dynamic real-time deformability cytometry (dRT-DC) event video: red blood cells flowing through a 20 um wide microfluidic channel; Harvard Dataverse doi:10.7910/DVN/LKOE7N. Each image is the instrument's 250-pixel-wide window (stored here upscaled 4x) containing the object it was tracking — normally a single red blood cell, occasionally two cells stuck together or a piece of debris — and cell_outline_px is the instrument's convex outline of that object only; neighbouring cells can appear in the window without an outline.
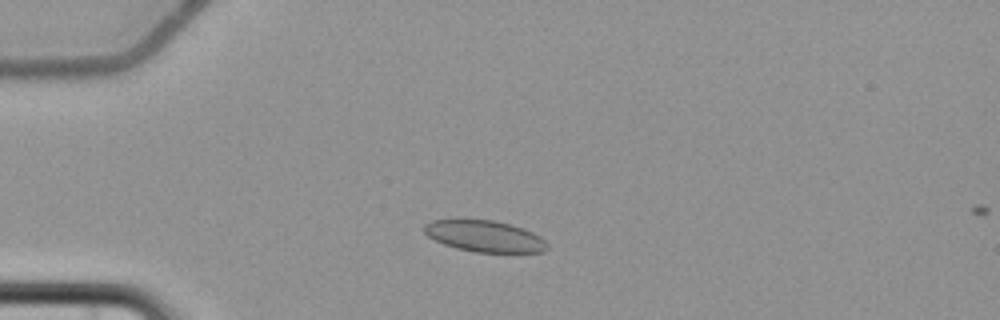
{"species": "common noctule bat (a hibernating species)", "species_latin": "Nyctalus noctula", "temperature_condition": "cold", "stored_images_in_passage": 3, "camera_frame_rate_fps": 3000, "um_per_image_px": 0.085, "animal": {"sex": "female", "body_mass_g": 22.7, "forearm_length_mm": 54.2}, "frame": {"image": 1, "passage_image": 2, "time_ms": 1.333, "image_size_px": [1000, 320], "cell_outline_px": [[548, 248], [544, 252], [476, 252], [456, 248], [444, 244], [428, 236], [424, 232], [424, 224], [432, 220], [492, 220], [524, 228], [540, 236], [548, 244]], "centroid_in_image_um": [41.21, 20.08], "position_along_channel_um": 43.8, "area_um2": 22.31}}